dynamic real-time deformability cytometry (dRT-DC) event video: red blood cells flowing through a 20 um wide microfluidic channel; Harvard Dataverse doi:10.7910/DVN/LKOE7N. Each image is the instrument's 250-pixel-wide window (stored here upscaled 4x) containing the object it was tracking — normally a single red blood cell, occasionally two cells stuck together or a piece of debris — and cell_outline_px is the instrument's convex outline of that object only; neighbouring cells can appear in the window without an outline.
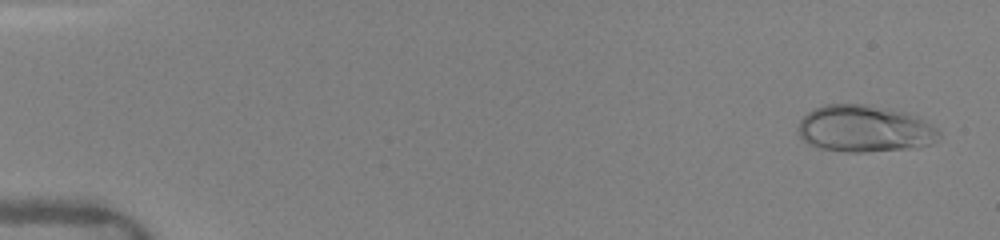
{"species": "human", "species_latin": "Homo sapiens", "temperature_condition": "warm", "stored_images_in_passage": 13, "camera_frame_rate_fps": 3000, "um_per_image_px": 0.085, "donor": {"sex": "female"}, "frame": {"image": 1, "passage_image": 1, "time_ms": 0.0, "image_size_px": [1000, 240], "cell_outline_px": [[940, 140], [932, 144], [916, 148], [864, 152], [844, 152], [820, 148], [808, 144], [796, 132], [796, 128], [800, 120], [808, 112], [824, 104], [868, 104], [908, 112], [920, 116], [936, 128], [940, 132]], "centroid_in_image_um": [73.52, 10.94], "position_along_channel_um": 11.5, "area_um2": 39.25}}